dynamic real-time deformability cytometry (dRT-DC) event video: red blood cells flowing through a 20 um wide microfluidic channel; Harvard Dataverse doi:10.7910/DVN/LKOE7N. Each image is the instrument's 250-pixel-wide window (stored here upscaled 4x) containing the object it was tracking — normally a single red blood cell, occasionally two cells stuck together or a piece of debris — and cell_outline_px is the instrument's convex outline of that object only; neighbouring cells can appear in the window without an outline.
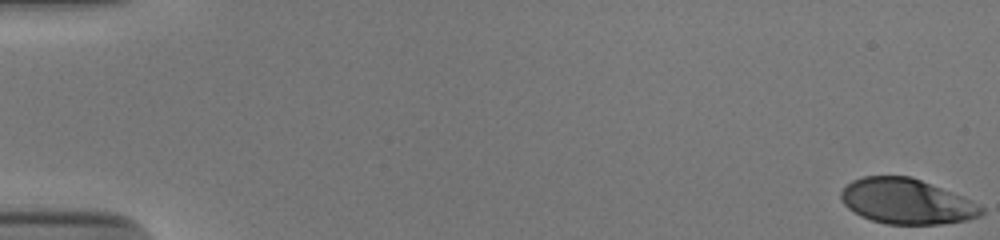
{"species": "human", "species_latin": "Homo sapiens", "temperature_condition": "cold", "stored_images_in_passage": 54, "camera_frame_rate_fps": 3000, "um_per_image_px": 0.085, "donor": {"sex": "male"}, "frame": {"image": 1, "passage_image": 1, "time_ms": 0.0, "image_size_px": [1000, 240], "cell_outline_px": [[984, 212], [980, 216], [968, 220], [940, 224], [884, 224], [860, 216], [848, 208], [840, 200], [840, 192], [852, 180], [864, 176], [912, 176], [960, 196], [984, 208]], "centroid_in_image_um": [77.01, 17.12], "position_along_channel_um": 8.0, "area_um2": 36.82}}
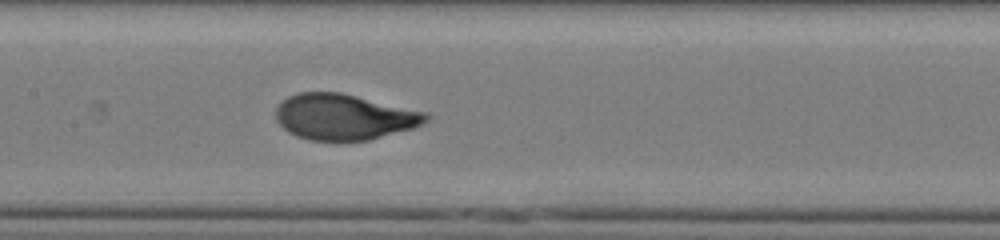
{"frame": {"image": 2, "passage_image": 28, "time_ms": 9.0, "image_size_px": [1000, 240], "cell_outline_px": [[432, 116], [428, 120], [412, 128], [368, 140], [308, 140], [296, 136], [288, 132], [276, 120], [276, 108], [288, 96], [300, 92], [340, 92], [428, 112]], "centroid_in_image_um": [29.25, 9.93], "position_along_channel_um": 178.1, "area_um2": 39.94}}
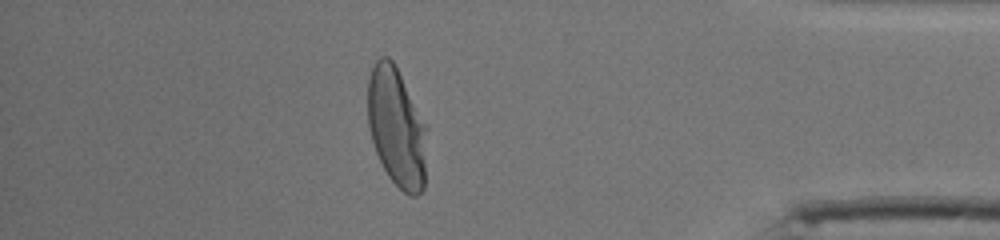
{"frame": {"image": 3, "passage_image": 48, "time_ms": 15.667, "image_size_px": [1000, 240], "cell_outline_px": [[428, 128], [424, 188], [416, 196], [408, 196], [388, 176], [376, 152], [368, 128], [368, 76], [376, 60], [380, 56], [388, 56], [392, 60]], "centroid_in_image_um": [33.72, 10.84], "position_along_channel_um": 401.5, "area_um2": 41.21}, "authors_computed_cell_mechanics": {"area_um2": 39.882, "velocity_mm_per_s": 3.8402, "shape_relaxation_time_tau1_ms": 3.3287, "shape_relaxation_time_tau2_ms": null, "deformation_change_tau1": 0.1791, "deformation_change_tau2": null}}